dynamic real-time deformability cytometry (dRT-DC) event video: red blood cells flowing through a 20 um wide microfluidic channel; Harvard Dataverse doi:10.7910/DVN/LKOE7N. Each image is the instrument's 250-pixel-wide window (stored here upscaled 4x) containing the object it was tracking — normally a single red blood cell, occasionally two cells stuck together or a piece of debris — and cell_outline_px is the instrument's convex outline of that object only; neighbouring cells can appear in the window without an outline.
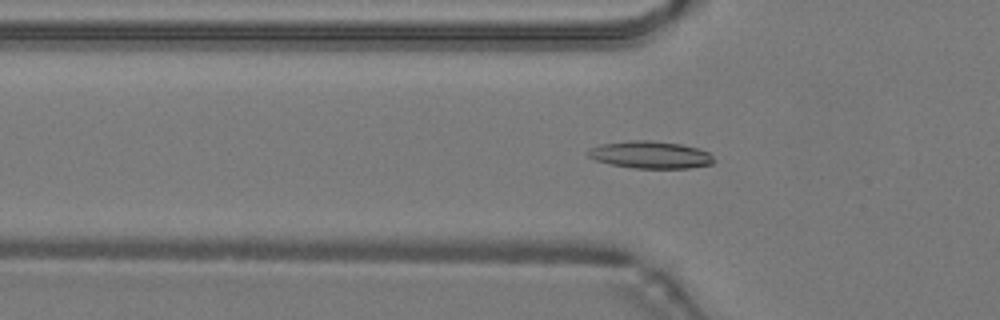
{"species": "common noctule bat (a hibernating species)", "species_latin": "Nyctalus noctula", "temperature_condition": "warm", "stored_images_in_passage": 36, "camera_frame_rate_fps": 3000, "um_per_image_px": 0.085, "animal": {"sex": "male", "body_mass_g": 19.2, "forearm_length_mm": 51.8}, "frame": {"image": 1, "passage_image": 4, "time_ms": 1.0, "image_size_px": [1000, 320], "cell_outline_px": [[716, 160], [712, 164], [688, 168], [632, 168], [612, 164], [596, 160], [588, 156], [588, 148], [600, 144], [628, 140], [652, 140], [680, 144], [696, 148], [708, 152]], "centroid_in_image_um": [55.27, 13.15], "position_along_channel_um": 70.5, "area_um2": 20.0}}
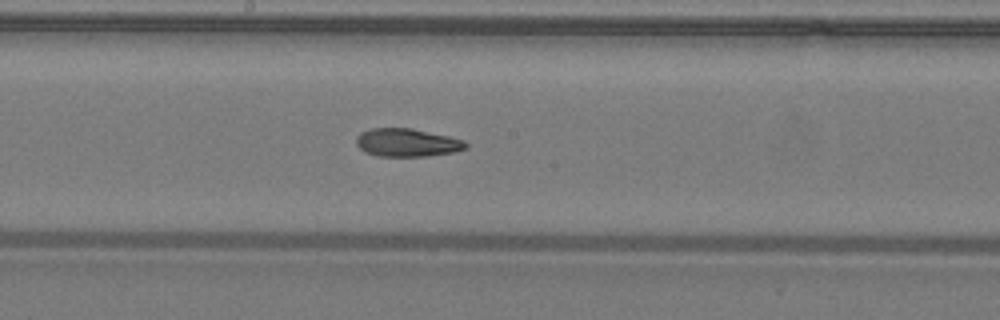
{"frame": {"image": 2, "passage_image": 14, "time_ms": 4.333, "image_size_px": [1000, 320], "cell_outline_px": [[468, 148], [452, 152], [424, 156], [380, 156], [364, 152], [356, 144], [356, 136], [360, 132], [372, 128], [412, 128], [448, 136], [464, 140], [468, 144]], "centroid_in_image_um": [34.58, 12.11], "position_along_channel_um": 213.6, "area_um2": 17.92}}
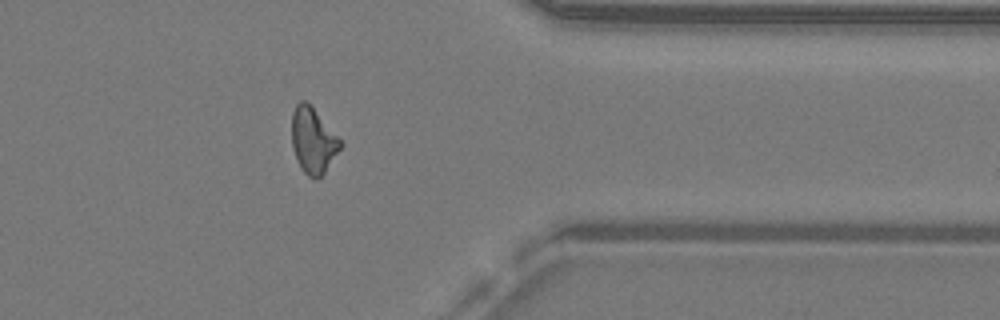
{"frame": {"image": 3, "passage_image": 27, "time_ms": 8.667, "image_size_px": [1000, 320], "cell_outline_px": [[344, 144], [324, 172], [316, 180], [308, 176], [304, 172], [296, 160], [292, 148], [292, 112], [296, 104], [300, 100], [304, 100], [312, 108]], "centroid_in_image_um": [26.58, 11.97], "position_along_channel_um": 384.8, "area_um2": 18.26}, "authors_computed_cell_mechanics": {"area_um2": 18.4382, "velocity_mm_per_s": 4.2681, "shape_relaxation_time_tau1_ms": 7.2182, "shape_relaxation_time_tau2_ms": 2.946, "deformation_change_tau1": 0.1945, "deformation_change_tau2": 0.1067}}